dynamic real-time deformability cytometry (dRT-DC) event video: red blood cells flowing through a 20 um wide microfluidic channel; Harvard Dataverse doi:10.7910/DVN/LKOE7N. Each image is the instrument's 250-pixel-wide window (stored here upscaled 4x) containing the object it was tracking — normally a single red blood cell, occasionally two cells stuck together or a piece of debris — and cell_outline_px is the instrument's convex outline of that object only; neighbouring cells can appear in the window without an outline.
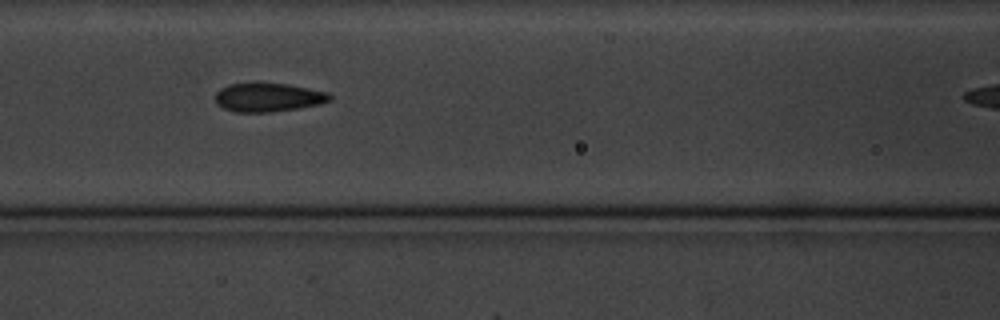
{"species": "common noctule bat (a hibernating species)", "species_latin": "Nyctalus noctula", "temperature_condition": "cold", "stored_images_in_passage": 8, "segment_of_instrument_passage": [1, 2], "camera_frame_rate_fps": 3000, "um_per_image_px": 0.085, "animal": {"sex": "male", "body_mass_g": 20.1, "forearm_length_mm": 53.5}, "frame": {"image": 1, "passage_image": 5, "time_ms": 5.667, "image_size_px": [1000, 320], "cell_outline_px": [[332, 100], [320, 104], [296, 108], [268, 112], [232, 112], [216, 104], [216, 92], [220, 88], [228, 84], [256, 80], [288, 84], [328, 92], [332, 96]], "centroid_in_image_um": [22.75, 8.23], "position_along_channel_um": 143.8, "area_um2": 19.83}}
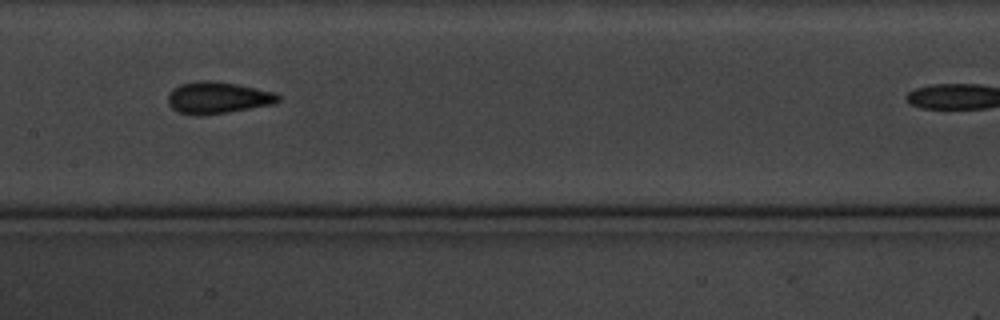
{"frame": {"image": 2, "passage_image": 6, "time_ms": 7.0, "image_size_px": [1000, 320], "cell_outline_px": [[280, 100], [272, 104], [228, 112], [200, 116], [180, 112], [172, 108], [168, 104], [168, 92], [180, 84], [204, 80], [208, 80], [236, 84], [276, 92], [280, 96]], "centroid_in_image_um": [18.5, 8.3], "position_along_channel_um": 188.9, "area_um2": 20.29}}
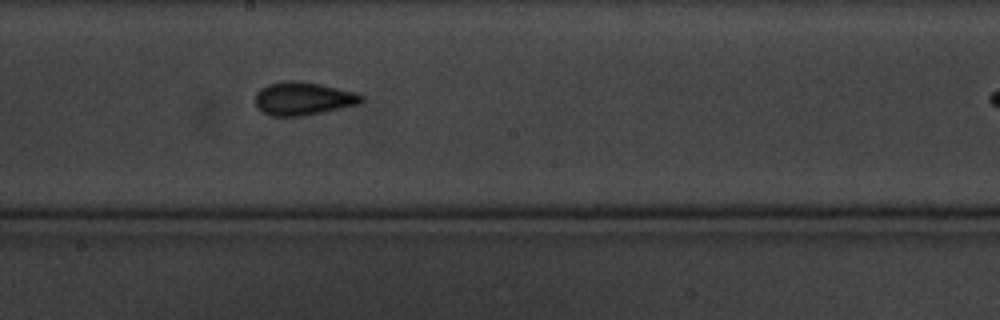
{"frame": {"image": 3, "passage_image": 7, "time_ms": 8.0, "image_size_px": [1000, 320], "cell_outline_px": [[364, 100], [360, 104], [304, 116], [272, 116], [264, 112], [256, 104], [256, 92], [260, 88], [268, 84], [288, 80], [292, 80], [320, 84], [356, 92], [364, 96]], "centroid_in_image_um": [25.8, 8.38], "position_along_channel_um": 222.4, "area_um2": 20.46}}